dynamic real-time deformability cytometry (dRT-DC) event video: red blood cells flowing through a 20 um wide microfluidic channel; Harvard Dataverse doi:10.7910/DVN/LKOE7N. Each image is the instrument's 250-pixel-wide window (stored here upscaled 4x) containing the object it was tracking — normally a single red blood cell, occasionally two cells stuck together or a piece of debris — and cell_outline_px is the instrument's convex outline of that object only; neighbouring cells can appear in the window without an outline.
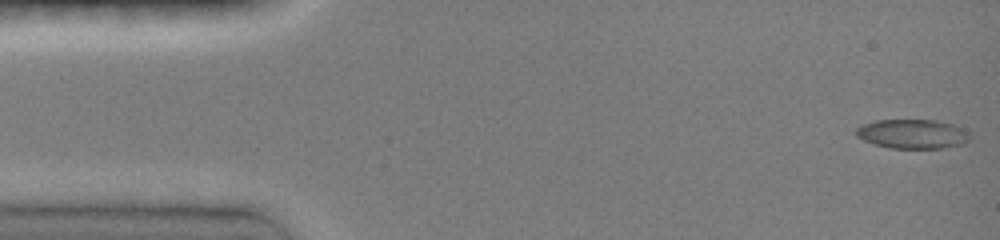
{"species": "common noctule bat (a hibernating species)", "species_latin": "Nyctalus noctula", "temperature_condition": "room temperature", "stored_images_in_passage": 33, "camera_frame_rate_fps": 3000, "um_per_image_px": 0.085, "animal": {"sex": "female", "body_mass_g": 19.0, "forearm_length_mm": 51.5}, "frame": {"image": 1, "passage_image": 1, "time_ms": 0.0, "image_size_px": [1000, 240], "cell_outline_px": [[972, 136], [964, 144], [944, 148], [888, 148], [864, 140], [856, 136], [856, 128], [864, 124], [876, 120], [936, 120], [952, 124], [968, 132]], "centroid_in_image_um": [77.58, 11.39], "position_along_channel_um": 7.4, "area_um2": 19.36}}
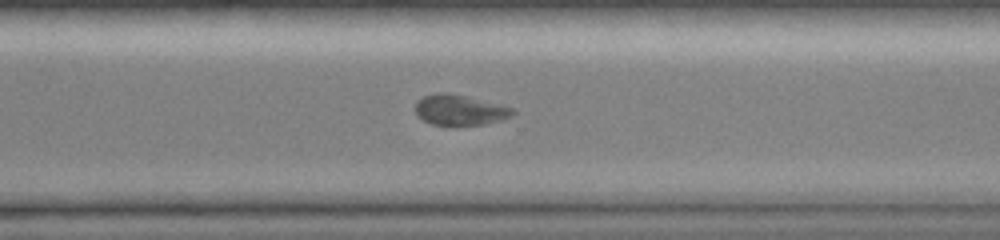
{"frame": {"image": 2, "passage_image": 25, "time_ms": 11.0, "image_size_px": [1000, 240], "cell_outline_px": [[516, 112], [512, 116], [500, 120], [484, 124], [432, 124], [416, 116], [416, 100], [424, 96], [436, 92], [448, 92], [512, 108]], "centroid_in_image_um": [39.03, 9.33], "position_along_channel_um": 331.6, "area_um2": 16.88}}
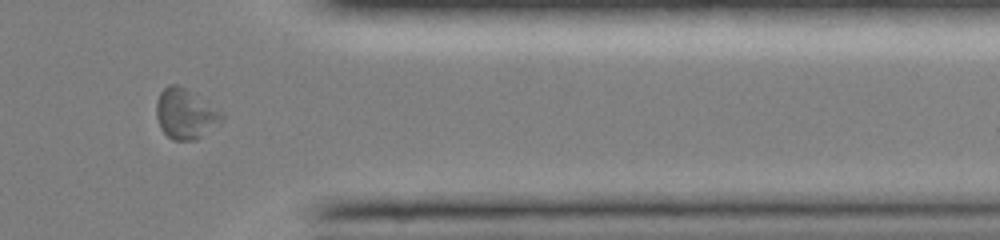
{"frame": {"image": 3, "passage_image": 30, "time_ms": 12.667, "image_size_px": [1000, 240], "cell_outline_px": [[224, 120], [196, 140], [172, 140], [160, 128], [156, 116], [156, 100], [160, 92], [168, 84], [176, 84], [188, 88], [224, 112]], "centroid_in_image_um": [15.77, 9.65], "position_along_channel_um": 395.6, "area_um2": 19.54}}